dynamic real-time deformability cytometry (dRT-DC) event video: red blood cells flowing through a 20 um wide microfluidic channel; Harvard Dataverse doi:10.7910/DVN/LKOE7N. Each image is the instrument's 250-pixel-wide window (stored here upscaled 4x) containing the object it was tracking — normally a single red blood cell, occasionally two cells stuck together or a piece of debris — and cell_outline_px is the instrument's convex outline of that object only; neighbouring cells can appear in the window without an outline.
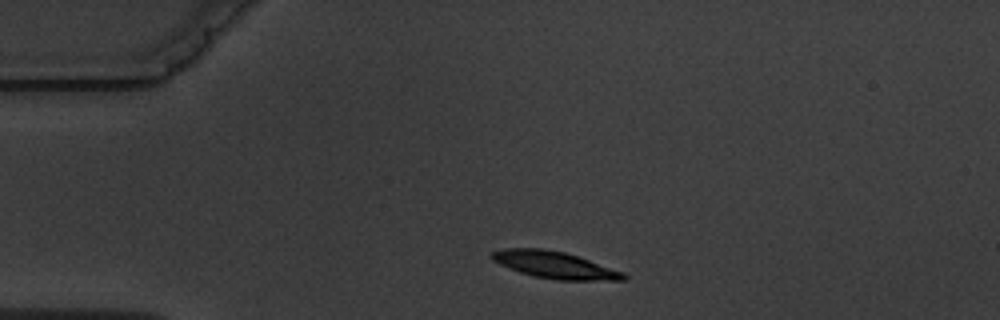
{"species": "common noctule bat (a hibernating species)", "species_latin": "Nyctalus noctula", "temperature_condition": "warm", "stored_images_in_passage": 2, "camera_frame_rate_fps": 3000, "um_per_image_px": 0.085, "animal": {"sex": "male", "body_mass_g": 19.5, "forearm_length_mm": 54.6}, "frame": {"image": 1, "passage_image": 1, "time_ms": 0.0, "image_size_px": [1000, 320], "cell_outline_px": [[628, 276], [624, 280], [556, 280], [532, 276], [508, 268], [492, 260], [488, 256], [492, 252], [504, 248], [544, 248], [564, 252], [624, 272]], "centroid_in_image_um": [47.1, 22.52], "position_along_channel_um": 37.9, "area_um2": 20.63}}
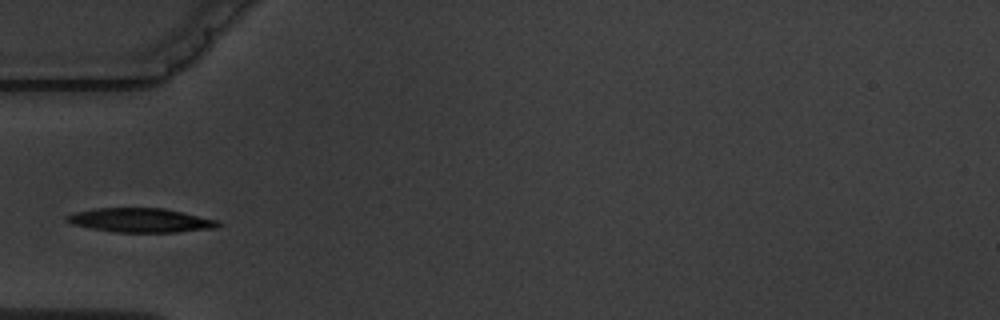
{"frame": {"image": 2, "passage_image": 2, "time_ms": 2.0, "image_size_px": [1000, 320], "cell_outline_px": [[220, 224], [216, 228], [176, 232], [116, 232], [92, 228], [72, 224], [64, 220], [64, 216], [76, 212], [96, 208], [164, 208], [216, 220]], "centroid_in_image_um": [11.9, 18.72], "position_along_channel_um": 73.1, "area_um2": 21.04}}